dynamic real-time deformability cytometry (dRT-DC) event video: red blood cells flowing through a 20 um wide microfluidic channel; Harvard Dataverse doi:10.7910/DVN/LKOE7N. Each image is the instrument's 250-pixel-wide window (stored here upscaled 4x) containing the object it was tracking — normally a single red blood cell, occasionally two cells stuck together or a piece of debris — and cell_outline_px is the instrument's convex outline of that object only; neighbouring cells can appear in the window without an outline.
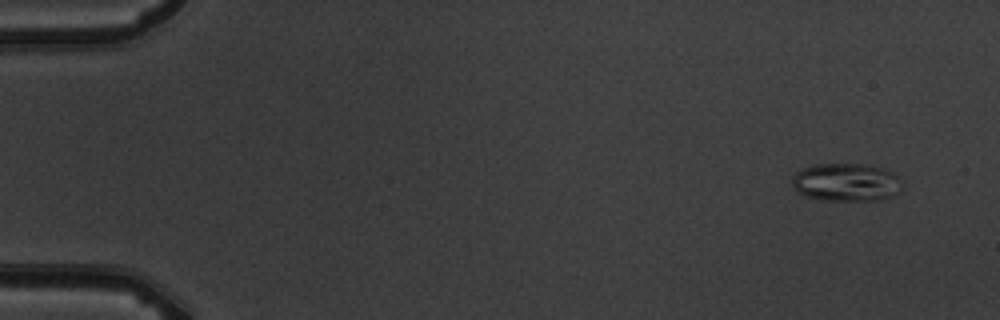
{"species": "common noctule bat (a hibernating species)", "species_latin": "Nyctalus noctula", "temperature_condition": "warm", "stored_images_in_passage": 4, "camera_frame_rate_fps": 3000, "um_per_image_px": 0.085, "animal": {"sex": "male", "body_mass_g": 19.5, "forearm_length_mm": 54.6}, "frame": {"image": 1, "passage_image": 1, "time_ms": 0.0, "image_size_px": [1000, 320], "cell_outline_px": [[896, 192], [892, 196], [880, 200], [820, 200], [804, 196], [792, 184], [792, 176], [796, 172], [804, 168], [816, 164], [864, 164], [880, 168], [892, 172], [896, 176]], "centroid_in_image_um": [71.83, 15.5], "position_along_channel_um": 13.2, "area_um2": 23.76}}
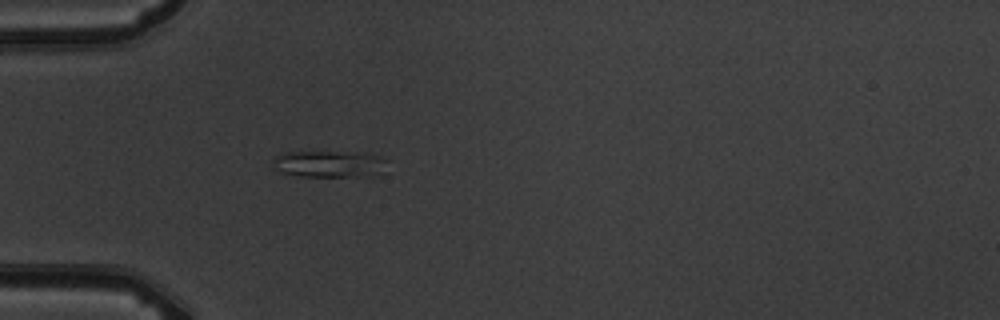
{"frame": {"image": 2, "passage_image": 4, "time_ms": 4.333, "image_size_px": [1000, 320], "cell_outline_px": [[388, 160], [384, 172], [372, 176], [300, 176], [284, 172], [276, 168], [272, 160], [276, 156], [300, 148], [312, 148], [364, 152], [380, 156]], "centroid_in_image_um": [28.03, 13.85], "position_along_channel_um": 57.0, "area_um2": 19.07}}